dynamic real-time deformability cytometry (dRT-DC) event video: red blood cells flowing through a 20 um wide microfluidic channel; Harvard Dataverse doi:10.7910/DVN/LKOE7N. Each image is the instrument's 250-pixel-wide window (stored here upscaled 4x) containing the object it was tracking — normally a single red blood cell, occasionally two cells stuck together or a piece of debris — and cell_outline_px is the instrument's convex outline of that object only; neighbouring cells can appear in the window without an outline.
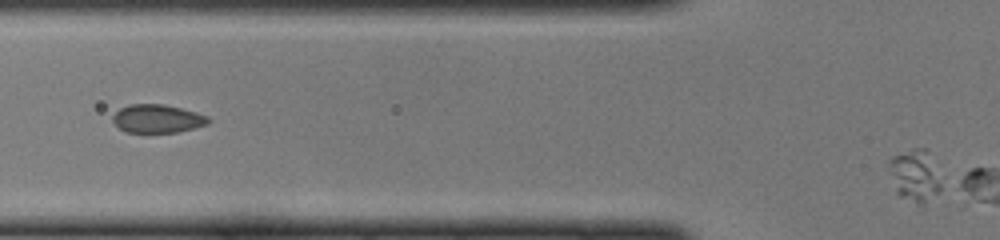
{"species": "common noctule bat (a hibernating species)", "species_latin": "Nyctalus noctula", "temperature_condition": "cold", "stored_images_in_passage": 5, "camera_frame_rate_fps": 3000, "um_per_image_px": 0.085, "animal": {"sex": "female", "body_mass_g": 22.0, "forearm_length_mm": 56.7}, "frame": {"image": 1, "passage_image": 5, "time_ms": 1.333, "image_size_px": [1000, 240], "cell_outline_px": [[944, 184], [936, 192], [920, 204], [916, 204], [900, 196], [896, 192], [888, 164], [888, 160], [892, 156], [912, 148], [924, 148]], "centroid_in_image_um": [77.73, 14.9], "position_along_channel_um": 48.1, "area_um2": 15.32}}